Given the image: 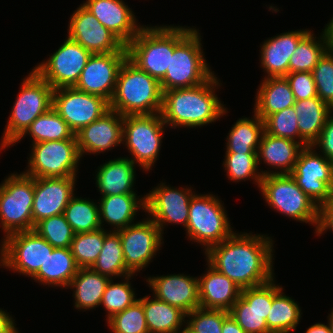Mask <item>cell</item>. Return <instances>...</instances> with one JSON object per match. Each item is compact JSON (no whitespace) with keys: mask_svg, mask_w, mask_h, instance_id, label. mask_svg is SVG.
Instances as JSON below:
<instances>
[{"mask_svg":"<svg viewBox=\"0 0 333 333\" xmlns=\"http://www.w3.org/2000/svg\"><path fill=\"white\" fill-rule=\"evenodd\" d=\"M274 240L267 234L236 231L206 252L207 263L242 290L263 285L275 278Z\"/></svg>","mask_w":333,"mask_h":333,"instance_id":"6da1fadb","label":"cell"},{"mask_svg":"<svg viewBox=\"0 0 333 333\" xmlns=\"http://www.w3.org/2000/svg\"><path fill=\"white\" fill-rule=\"evenodd\" d=\"M219 80L213 75L198 86L163 91L160 114L164 123L172 129L198 128L227 114V108L215 91L222 85Z\"/></svg>","mask_w":333,"mask_h":333,"instance_id":"7a4b0ae2","label":"cell"},{"mask_svg":"<svg viewBox=\"0 0 333 333\" xmlns=\"http://www.w3.org/2000/svg\"><path fill=\"white\" fill-rule=\"evenodd\" d=\"M199 31L196 27L175 26V49L160 81L162 92L198 86L215 74L205 59Z\"/></svg>","mask_w":333,"mask_h":333,"instance_id":"3957f363","label":"cell"},{"mask_svg":"<svg viewBox=\"0 0 333 333\" xmlns=\"http://www.w3.org/2000/svg\"><path fill=\"white\" fill-rule=\"evenodd\" d=\"M162 98L160 82L126 58L117 75L110 109L122 116L161 113Z\"/></svg>","mask_w":333,"mask_h":333,"instance_id":"277c9868","label":"cell"},{"mask_svg":"<svg viewBox=\"0 0 333 333\" xmlns=\"http://www.w3.org/2000/svg\"><path fill=\"white\" fill-rule=\"evenodd\" d=\"M21 82L13 108L1 137L0 149H6L26 131L30 124L53 106V88L33 69Z\"/></svg>","mask_w":333,"mask_h":333,"instance_id":"5b68a950","label":"cell"},{"mask_svg":"<svg viewBox=\"0 0 333 333\" xmlns=\"http://www.w3.org/2000/svg\"><path fill=\"white\" fill-rule=\"evenodd\" d=\"M126 49L133 64L160 82L175 49V26L144 25Z\"/></svg>","mask_w":333,"mask_h":333,"instance_id":"8992f818","label":"cell"},{"mask_svg":"<svg viewBox=\"0 0 333 333\" xmlns=\"http://www.w3.org/2000/svg\"><path fill=\"white\" fill-rule=\"evenodd\" d=\"M223 205L218 196L209 193H194L191 198L186 236L202 245L204 253L234 233Z\"/></svg>","mask_w":333,"mask_h":333,"instance_id":"52a82bcc","label":"cell"},{"mask_svg":"<svg viewBox=\"0 0 333 333\" xmlns=\"http://www.w3.org/2000/svg\"><path fill=\"white\" fill-rule=\"evenodd\" d=\"M259 189L271 209L316 229L319 206L298 187L290 174L264 175Z\"/></svg>","mask_w":333,"mask_h":333,"instance_id":"ba28073f","label":"cell"},{"mask_svg":"<svg viewBox=\"0 0 333 333\" xmlns=\"http://www.w3.org/2000/svg\"><path fill=\"white\" fill-rule=\"evenodd\" d=\"M165 128L160 113L123 116L122 144L133 157L129 159L145 172L152 170L159 157Z\"/></svg>","mask_w":333,"mask_h":333,"instance_id":"9c48e42d","label":"cell"},{"mask_svg":"<svg viewBox=\"0 0 333 333\" xmlns=\"http://www.w3.org/2000/svg\"><path fill=\"white\" fill-rule=\"evenodd\" d=\"M34 177L24 172L11 173L0 184V226L3 237L19 231L34 230L32 205Z\"/></svg>","mask_w":333,"mask_h":333,"instance_id":"30bf717a","label":"cell"},{"mask_svg":"<svg viewBox=\"0 0 333 333\" xmlns=\"http://www.w3.org/2000/svg\"><path fill=\"white\" fill-rule=\"evenodd\" d=\"M31 154L27 158L26 175L34 178L77 177L78 165L82 159L77 139L44 141L31 144Z\"/></svg>","mask_w":333,"mask_h":333,"instance_id":"8fae6325","label":"cell"},{"mask_svg":"<svg viewBox=\"0 0 333 333\" xmlns=\"http://www.w3.org/2000/svg\"><path fill=\"white\" fill-rule=\"evenodd\" d=\"M2 240L0 266L31 278L54 249L34 230L11 233Z\"/></svg>","mask_w":333,"mask_h":333,"instance_id":"7c38bea8","label":"cell"},{"mask_svg":"<svg viewBox=\"0 0 333 333\" xmlns=\"http://www.w3.org/2000/svg\"><path fill=\"white\" fill-rule=\"evenodd\" d=\"M92 54L74 40H66L49 59L38 63L33 70L53 89L74 87Z\"/></svg>","mask_w":333,"mask_h":333,"instance_id":"4fadbf2b","label":"cell"},{"mask_svg":"<svg viewBox=\"0 0 333 333\" xmlns=\"http://www.w3.org/2000/svg\"><path fill=\"white\" fill-rule=\"evenodd\" d=\"M290 175L298 187L320 206L326 202L333 187V161L317 153L312 145L306 146Z\"/></svg>","mask_w":333,"mask_h":333,"instance_id":"5bb4252c","label":"cell"},{"mask_svg":"<svg viewBox=\"0 0 333 333\" xmlns=\"http://www.w3.org/2000/svg\"><path fill=\"white\" fill-rule=\"evenodd\" d=\"M118 232L126 268L137 276L161 250L163 234L149 217Z\"/></svg>","mask_w":333,"mask_h":333,"instance_id":"9a60e30c","label":"cell"},{"mask_svg":"<svg viewBox=\"0 0 333 333\" xmlns=\"http://www.w3.org/2000/svg\"><path fill=\"white\" fill-rule=\"evenodd\" d=\"M52 107L76 134L108 112L110 103L75 87H62L53 90Z\"/></svg>","mask_w":333,"mask_h":333,"instance_id":"2e32d148","label":"cell"},{"mask_svg":"<svg viewBox=\"0 0 333 333\" xmlns=\"http://www.w3.org/2000/svg\"><path fill=\"white\" fill-rule=\"evenodd\" d=\"M194 193L191 187L175 188L161 182L145 195V212L149 215L147 217L154 221L162 234L168 224H182L186 229L190 201Z\"/></svg>","mask_w":333,"mask_h":333,"instance_id":"e0dca14e","label":"cell"},{"mask_svg":"<svg viewBox=\"0 0 333 333\" xmlns=\"http://www.w3.org/2000/svg\"><path fill=\"white\" fill-rule=\"evenodd\" d=\"M70 16L68 37L91 54L127 52L126 46L82 4Z\"/></svg>","mask_w":333,"mask_h":333,"instance_id":"ac0fdd59","label":"cell"},{"mask_svg":"<svg viewBox=\"0 0 333 333\" xmlns=\"http://www.w3.org/2000/svg\"><path fill=\"white\" fill-rule=\"evenodd\" d=\"M126 58L127 52L92 54L74 87L102 97L110 103L116 89L119 69Z\"/></svg>","mask_w":333,"mask_h":333,"instance_id":"d6986e66","label":"cell"},{"mask_svg":"<svg viewBox=\"0 0 333 333\" xmlns=\"http://www.w3.org/2000/svg\"><path fill=\"white\" fill-rule=\"evenodd\" d=\"M272 306V280L241 291L229 311L246 333H268L267 316Z\"/></svg>","mask_w":333,"mask_h":333,"instance_id":"ffe728a7","label":"cell"},{"mask_svg":"<svg viewBox=\"0 0 333 333\" xmlns=\"http://www.w3.org/2000/svg\"><path fill=\"white\" fill-rule=\"evenodd\" d=\"M76 177L34 178L32 219L35 226L42 219L63 214L70 199L76 195Z\"/></svg>","mask_w":333,"mask_h":333,"instance_id":"44dd1931","label":"cell"},{"mask_svg":"<svg viewBox=\"0 0 333 333\" xmlns=\"http://www.w3.org/2000/svg\"><path fill=\"white\" fill-rule=\"evenodd\" d=\"M75 135L81 158L87 153L108 152L122 143L123 116L110 109Z\"/></svg>","mask_w":333,"mask_h":333,"instance_id":"7402d4cb","label":"cell"},{"mask_svg":"<svg viewBox=\"0 0 333 333\" xmlns=\"http://www.w3.org/2000/svg\"><path fill=\"white\" fill-rule=\"evenodd\" d=\"M153 295L186 314L200 307L198 277L182 274L150 276L146 279Z\"/></svg>","mask_w":333,"mask_h":333,"instance_id":"603a6c76","label":"cell"},{"mask_svg":"<svg viewBox=\"0 0 333 333\" xmlns=\"http://www.w3.org/2000/svg\"><path fill=\"white\" fill-rule=\"evenodd\" d=\"M82 5L125 46L144 26L137 24L134 12L123 0H86Z\"/></svg>","mask_w":333,"mask_h":333,"instance_id":"cb8c5ba5","label":"cell"},{"mask_svg":"<svg viewBox=\"0 0 333 333\" xmlns=\"http://www.w3.org/2000/svg\"><path fill=\"white\" fill-rule=\"evenodd\" d=\"M309 29H300L277 34L268 38L260 46V65L266 73L264 78L280 77L288 74L291 55L294 53L299 41L309 32Z\"/></svg>","mask_w":333,"mask_h":333,"instance_id":"d4e9b609","label":"cell"},{"mask_svg":"<svg viewBox=\"0 0 333 333\" xmlns=\"http://www.w3.org/2000/svg\"><path fill=\"white\" fill-rule=\"evenodd\" d=\"M304 146L290 139L275 137L264 131L257 149L258 166L264 161L269 167L276 169L261 170V174H290L298 160V156ZM279 170V171H278Z\"/></svg>","mask_w":333,"mask_h":333,"instance_id":"484cf974","label":"cell"},{"mask_svg":"<svg viewBox=\"0 0 333 333\" xmlns=\"http://www.w3.org/2000/svg\"><path fill=\"white\" fill-rule=\"evenodd\" d=\"M205 274L198 277L200 307L230 311L242 289L207 263Z\"/></svg>","mask_w":333,"mask_h":333,"instance_id":"4316f807","label":"cell"},{"mask_svg":"<svg viewBox=\"0 0 333 333\" xmlns=\"http://www.w3.org/2000/svg\"><path fill=\"white\" fill-rule=\"evenodd\" d=\"M136 164L129 157H118L109 160L95 172L96 187L100 195L136 194Z\"/></svg>","mask_w":333,"mask_h":333,"instance_id":"83f0119b","label":"cell"},{"mask_svg":"<svg viewBox=\"0 0 333 333\" xmlns=\"http://www.w3.org/2000/svg\"><path fill=\"white\" fill-rule=\"evenodd\" d=\"M98 206L102 228L103 223L107 222L113 227L111 231H118L134 224L138 210L145 212V195L140 198L137 194L101 196Z\"/></svg>","mask_w":333,"mask_h":333,"instance_id":"f1b7e54d","label":"cell"},{"mask_svg":"<svg viewBox=\"0 0 333 333\" xmlns=\"http://www.w3.org/2000/svg\"><path fill=\"white\" fill-rule=\"evenodd\" d=\"M258 87L253 109L263 121L269 115L295 104L294 94L285 76L263 78Z\"/></svg>","mask_w":333,"mask_h":333,"instance_id":"f546056e","label":"cell"},{"mask_svg":"<svg viewBox=\"0 0 333 333\" xmlns=\"http://www.w3.org/2000/svg\"><path fill=\"white\" fill-rule=\"evenodd\" d=\"M78 270L70 248H54L31 279L41 285L68 289Z\"/></svg>","mask_w":333,"mask_h":333,"instance_id":"4dcf8cb0","label":"cell"},{"mask_svg":"<svg viewBox=\"0 0 333 333\" xmlns=\"http://www.w3.org/2000/svg\"><path fill=\"white\" fill-rule=\"evenodd\" d=\"M294 109L298 117L300 144L312 145L319 137L328 116L333 112L318 96L296 100Z\"/></svg>","mask_w":333,"mask_h":333,"instance_id":"1f68e13d","label":"cell"},{"mask_svg":"<svg viewBox=\"0 0 333 333\" xmlns=\"http://www.w3.org/2000/svg\"><path fill=\"white\" fill-rule=\"evenodd\" d=\"M109 281V277L92 268H79L68 287L73 290L75 309L86 311L99 307Z\"/></svg>","mask_w":333,"mask_h":333,"instance_id":"d6a6232c","label":"cell"},{"mask_svg":"<svg viewBox=\"0 0 333 333\" xmlns=\"http://www.w3.org/2000/svg\"><path fill=\"white\" fill-rule=\"evenodd\" d=\"M151 296L139 298L142 301L149 333H178L186 326V313L166 302Z\"/></svg>","mask_w":333,"mask_h":333,"instance_id":"836d02e7","label":"cell"},{"mask_svg":"<svg viewBox=\"0 0 333 333\" xmlns=\"http://www.w3.org/2000/svg\"><path fill=\"white\" fill-rule=\"evenodd\" d=\"M272 279V306L267 316L268 333L294 331L301 319V307L283 292V287Z\"/></svg>","mask_w":333,"mask_h":333,"instance_id":"e575fe53","label":"cell"},{"mask_svg":"<svg viewBox=\"0 0 333 333\" xmlns=\"http://www.w3.org/2000/svg\"><path fill=\"white\" fill-rule=\"evenodd\" d=\"M226 138L225 153H257L264 133V121L254 113L253 118H239Z\"/></svg>","mask_w":333,"mask_h":333,"instance_id":"d590c367","label":"cell"},{"mask_svg":"<svg viewBox=\"0 0 333 333\" xmlns=\"http://www.w3.org/2000/svg\"><path fill=\"white\" fill-rule=\"evenodd\" d=\"M26 135L31 137L32 144L76 139L74 132L53 107L38 116L12 145L19 143Z\"/></svg>","mask_w":333,"mask_h":333,"instance_id":"8d00e7d4","label":"cell"},{"mask_svg":"<svg viewBox=\"0 0 333 333\" xmlns=\"http://www.w3.org/2000/svg\"><path fill=\"white\" fill-rule=\"evenodd\" d=\"M316 37L310 30L298 43L290 57L288 73L312 72L324 53L331 47L326 29ZM318 39V40H317Z\"/></svg>","mask_w":333,"mask_h":333,"instance_id":"74e56055","label":"cell"},{"mask_svg":"<svg viewBox=\"0 0 333 333\" xmlns=\"http://www.w3.org/2000/svg\"><path fill=\"white\" fill-rule=\"evenodd\" d=\"M99 274L110 279L132 274L125 265L122 243L118 231L104 229V243L96 262L91 267Z\"/></svg>","mask_w":333,"mask_h":333,"instance_id":"f35d334b","label":"cell"},{"mask_svg":"<svg viewBox=\"0 0 333 333\" xmlns=\"http://www.w3.org/2000/svg\"><path fill=\"white\" fill-rule=\"evenodd\" d=\"M63 215L75 234L86 233L102 228L98 202L82 197L70 199Z\"/></svg>","mask_w":333,"mask_h":333,"instance_id":"ab89813d","label":"cell"},{"mask_svg":"<svg viewBox=\"0 0 333 333\" xmlns=\"http://www.w3.org/2000/svg\"><path fill=\"white\" fill-rule=\"evenodd\" d=\"M104 243V228L77 233L71 242V252L79 268H91L96 262Z\"/></svg>","mask_w":333,"mask_h":333,"instance_id":"60d3db41","label":"cell"},{"mask_svg":"<svg viewBox=\"0 0 333 333\" xmlns=\"http://www.w3.org/2000/svg\"><path fill=\"white\" fill-rule=\"evenodd\" d=\"M223 169L228 180L241 182L251 178L260 187L263 175L259 171L257 153H225Z\"/></svg>","mask_w":333,"mask_h":333,"instance_id":"b9f144b4","label":"cell"},{"mask_svg":"<svg viewBox=\"0 0 333 333\" xmlns=\"http://www.w3.org/2000/svg\"><path fill=\"white\" fill-rule=\"evenodd\" d=\"M135 274H130L124 277V281L114 283L113 279H110L109 283L106 286L105 292L103 293V298L101 305L104 306L105 311L107 312L106 321L111 318L113 315L124 311L135 301L137 297L134 289L131 286V277H134Z\"/></svg>","mask_w":333,"mask_h":333,"instance_id":"7bdbcfd3","label":"cell"},{"mask_svg":"<svg viewBox=\"0 0 333 333\" xmlns=\"http://www.w3.org/2000/svg\"><path fill=\"white\" fill-rule=\"evenodd\" d=\"M34 231L54 248H70L74 231L63 214L42 219Z\"/></svg>","mask_w":333,"mask_h":333,"instance_id":"ee69618b","label":"cell"},{"mask_svg":"<svg viewBox=\"0 0 333 333\" xmlns=\"http://www.w3.org/2000/svg\"><path fill=\"white\" fill-rule=\"evenodd\" d=\"M106 322L113 333H149L143 304L139 298L124 311L113 315Z\"/></svg>","mask_w":333,"mask_h":333,"instance_id":"f6af8a7d","label":"cell"},{"mask_svg":"<svg viewBox=\"0 0 333 333\" xmlns=\"http://www.w3.org/2000/svg\"><path fill=\"white\" fill-rule=\"evenodd\" d=\"M297 121L298 117L294 106H292L269 115L264 120V130L272 136L282 137L300 143Z\"/></svg>","mask_w":333,"mask_h":333,"instance_id":"bcb514c9","label":"cell"},{"mask_svg":"<svg viewBox=\"0 0 333 333\" xmlns=\"http://www.w3.org/2000/svg\"><path fill=\"white\" fill-rule=\"evenodd\" d=\"M228 311L196 308L186 314V327L193 333H222L223 321Z\"/></svg>","mask_w":333,"mask_h":333,"instance_id":"7dc6e473","label":"cell"},{"mask_svg":"<svg viewBox=\"0 0 333 333\" xmlns=\"http://www.w3.org/2000/svg\"><path fill=\"white\" fill-rule=\"evenodd\" d=\"M312 74L317 96L333 109V47L320 58Z\"/></svg>","mask_w":333,"mask_h":333,"instance_id":"c3c4849f","label":"cell"},{"mask_svg":"<svg viewBox=\"0 0 333 333\" xmlns=\"http://www.w3.org/2000/svg\"><path fill=\"white\" fill-rule=\"evenodd\" d=\"M294 94L295 100L317 97L316 86L312 72H293L286 76Z\"/></svg>","mask_w":333,"mask_h":333,"instance_id":"681fc988","label":"cell"},{"mask_svg":"<svg viewBox=\"0 0 333 333\" xmlns=\"http://www.w3.org/2000/svg\"><path fill=\"white\" fill-rule=\"evenodd\" d=\"M315 149L325 156L328 160L333 161V113L325 121L318 139L312 144Z\"/></svg>","mask_w":333,"mask_h":333,"instance_id":"f907efd6","label":"cell"},{"mask_svg":"<svg viewBox=\"0 0 333 333\" xmlns=\"http://www.w3.org/2000/svg\"><path fill=\"white\" fill-rule=\"evenodd\" d=\"M328 229L333 232V211H319L315 233L320 236L327 232Z\"/></svg>","mask_w":333,"mask_h":333,"instance_id":"816d5d0a","label":"cell"},{"mask_svg":"<svg viewBox=\"0 0 333 333\" xmlns=\"http://www.w3.org/2000/svg\"><path fill=\"white\" fill-rule=\"evenodd\" d=\"M17 329L15 319L0 308V333H13Z\"/></svg>","mask_w":333,"mask_h":333,"instance_id":"f5cc1de1","label":"cell"},{"mask_svg":"<svg viewBox=\"0 0 333 333\" xmlns=\"http://www.w3.org/2000/svg\"><path fill=\"white\" fill-rule=\"evenodd\" d=\"M222 333H246L229 314L223 321Z\"/></svg>","mask_w":333,"mask_h":333,"instance_id":"db71d44e","label":"cell"},{"mask_svg":"<svg viewBox=\"0 0 333 333\" xmlns=\"http://www.w3.org/2000/svg\"><path fill=\"white\" fill-rule=\"evenodd\" d=\"M305 333H332L329 324L315 323L308 327Z\"/></svg>","mask_w":333,"mask_h":333,"instance_id":"11a10c76","label":"cell"},{"mask_svg":"<svg viewBox=\"0 0 333 333\" xmlns=\"http://www.w3.org/2000/svg\"><path fill=\"white\" fill-rule=\"evenodd\" d=\"M319 211H333V187L330 189L326 202L319 206Z\"/></svg>","mask_w":333,"mask_h":333,"instance_id":"9f6ffc18","label":"cell"},{"mask_svg":"<svg viewBox=\"0 0 333 333\" xmlns=\"http://www.w3.org/2000/svg\"><path fill=\"white\" fill-rule=\"evenodd\" d=\"M325 29L327 31L331 47H333V17L330 19V22L326 24Z\"/></svg>","mask_w":333,"mask_h":333,"instance_id":"6f0895ef","label":"cell"},{"mask_svg":"<svg viewBox=\"0 0 333 333\" xmlns=\"http://www.w3.org/2000/svg\"><path fill=\"white\" fill-rule=\"evenodd\" d=\"M331 313L329 314L328 318V324L330 326L331 332L333 333V308L330 311Z\"/></svg>","mask_w":333,"mask_h":333,"instance_id":"680465c9","label":"cell"},{"mask_svg":"<svg viewBox=\"0 0 333 333\" xmlns=\"http://www.w3.org/2000/svg\"><path fill=\"white\" fill-rule=\"evenodd\" d=\"M183 329V330H182ZM178 333H193L191 330H189L186 326L182 328Z\"/></svg>","mask_w":333,"mask_h":333,"instance_id":"91938a15","label":"cell"},{"mask_svg":"<svg viewBox=\"0 0 333 333\" xmlns=\"http://www.w3.org/2000/svg\"><path fill=\"white\" fill-rule=\"evenodd\" d=\"M13 333H19V330L18 329H16Z\"/></svg>","mask_w":333,"mask_h":333,"instance_id":"94428289","label":"cell"}]
</instances>
